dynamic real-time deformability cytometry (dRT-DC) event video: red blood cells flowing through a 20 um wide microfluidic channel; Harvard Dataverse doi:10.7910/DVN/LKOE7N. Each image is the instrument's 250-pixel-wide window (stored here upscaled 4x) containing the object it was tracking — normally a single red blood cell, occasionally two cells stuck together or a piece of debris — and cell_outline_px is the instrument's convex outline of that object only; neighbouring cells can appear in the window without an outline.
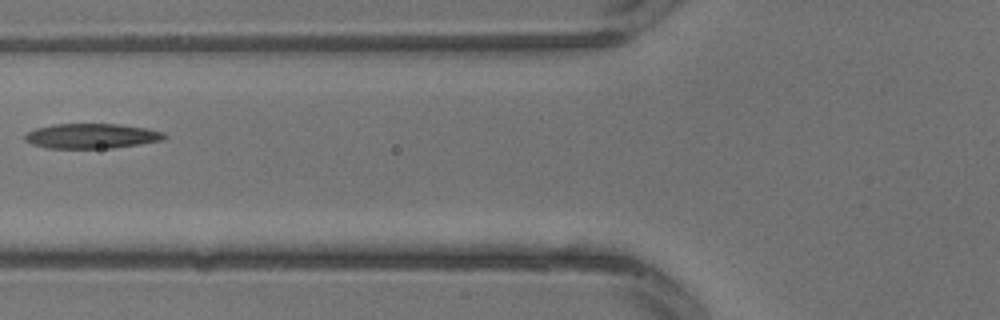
{"species": "common noctule bat (a hibernating species)", "species_latin": "Nyctalus noctula", "temperature_condition": "warm", "stored_images_in_passage": 4, "camera_frame_rate_fps": 3000, "um_per_image_px": 0.085, "animal": {"sex": "male", "body_mass_g": 13.3}, "frame": {"image": 1, "passage_image": 4, "time_ms": 1.0, "image_size_px": [1000, 320], "cell_outline_px": [[168, 136], [164, 140], [140, 144], [112, 148], [48, 148], [32, 144], [24, 140], [24, 136], [28, 132], [36, 128], [52, 124], [120, 124], [148, 128], [164, 132]], "centroid_in_image_um": [7.82, 11.56], "position_along_channel_um": 118.0, "area_um2": 20.4}}